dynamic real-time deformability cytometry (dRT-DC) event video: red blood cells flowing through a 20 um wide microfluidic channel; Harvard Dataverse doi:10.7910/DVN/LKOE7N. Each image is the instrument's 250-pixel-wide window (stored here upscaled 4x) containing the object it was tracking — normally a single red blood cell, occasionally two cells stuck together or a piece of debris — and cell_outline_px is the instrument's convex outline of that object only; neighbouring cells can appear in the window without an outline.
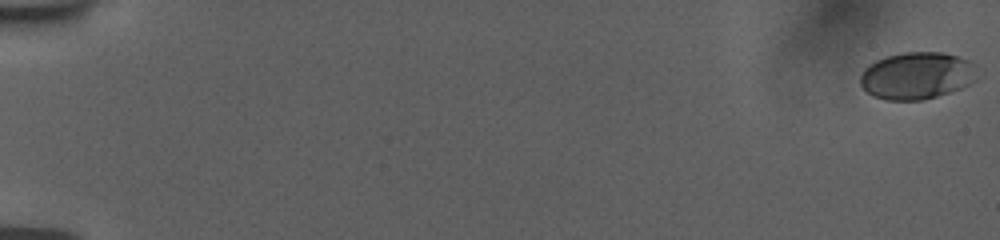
{"species": "human", "species_latin": "Homo sapiens", "temperature_condition": "room temperature", "stored_images_in_passage": 57, "camera_frame_rate_fps": 3000, "um_per_image_px": 0.085, "donor": {"sex": "female"}, "frame": {"image": 1, "passage_image": 1, "time_ms": 0.0, "image_size_px": [1000, 240], "cell_outline_px": [[984, 76], [960, 88], [924, 100], [888, 100], [872, 96], [860, 84], [860, 76], [864, 68], [876, 60], [888, 56], [904, 52], [940, 52], [956, 56], [968, 60], [976, 64]], "centroid_in_image_um": [78.0, 6.43], "position_along_channel_um": 7.0, "area_um2": 32.48}}
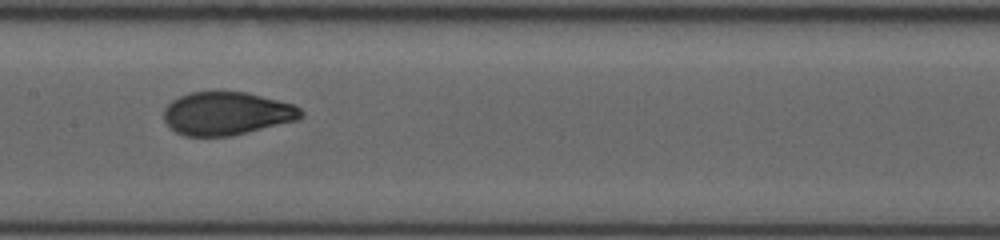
{"frame": {"image": 2, "passage_image": 31, "time_ms": 10.0, "image_size_px": [1000, 240], "cell_outline_px": [[304, 116], [300, 120], [232, 136], [184, 136], [176, 132], [164, 120], [164, 108], [172, 100], [180, 96], [192, 92], [220, 88], [248, 92], [296, 104], [304, 112]], "centroid_in_image_um": [19.33, 9.6], "position_along_channel_um": 188.1, "area_um2": 35.66}}
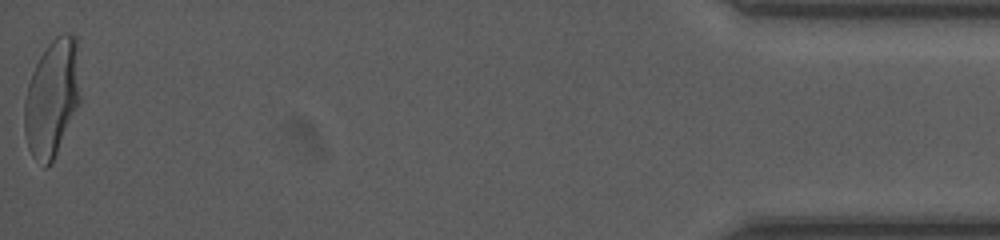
{"frame": {"image": 3, "passage_image": 57, "time_ms": 18.667, "image_size_px": [1000, 240], "cell_outline_px": [[80, 100], [52, 164], [44, 168], [32, 156], [28, 148], [24, 132], [24, 100], [28, 84], [32, 72], [40, 56], [48, 44], [56, 36], [64, 32], [68, 32], [76, 36], [80, 96]], "centroid_in_image_um": [4.4, 8.35], "position_along_channel_um": 430.8, "area_um2": 38.21}, "authors_computed_cell_mechanics": {"area_um2": 34.5066, "velocity_mm_per_s": 3.7656, "shape_relaxation_time_tau1_ms": 4.9568, "shape_relaxation_time_tau2_ms": null, "deformation_change_tau1": 0.1894, "deformation_change_tau2": null}}